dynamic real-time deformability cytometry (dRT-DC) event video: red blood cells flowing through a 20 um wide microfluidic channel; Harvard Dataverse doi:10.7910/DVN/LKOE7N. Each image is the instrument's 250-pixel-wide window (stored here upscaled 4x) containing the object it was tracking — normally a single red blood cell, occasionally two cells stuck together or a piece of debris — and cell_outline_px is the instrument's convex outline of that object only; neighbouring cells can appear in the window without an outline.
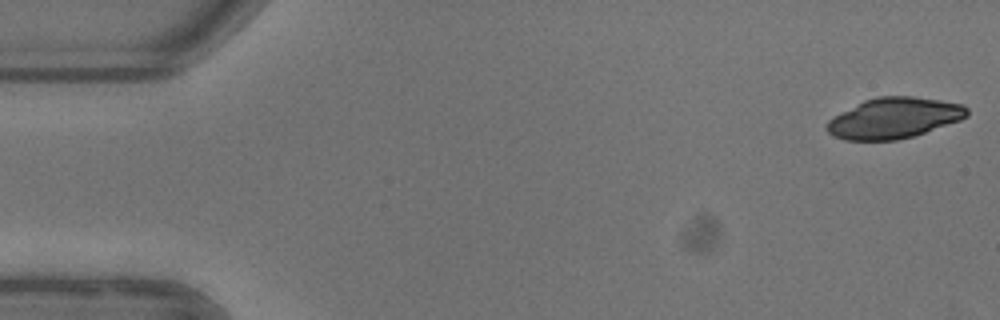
{"species": "common noctule bat (a hibernating species)", "species_latin": "Nyctalus noctula", "temperature_condition": "warm", "stored_images_in_passage": 52, "camera_frame_rate_fps": 3000, "um_per_image_px": 0.085, "animal": {"sex": "female"}, "frame": {"image": 1, "passage_image": 1, "time_ms": 0.0, "image_size_px": [1000, 320], "cell_outline_px": [[968, 116], [960, 120], [912, 136], [896, 140], [844, 140], [828, 132], [824, 128], [828, 120], [832, 116], [864, 100], [876, 96], [912, 96], [940, 100], [964, 104], [968, 108]], "centroid_in_image_um": [75.97, 10.02], "position_along_channel_um": 9.0, "area_um2": 33.23}}